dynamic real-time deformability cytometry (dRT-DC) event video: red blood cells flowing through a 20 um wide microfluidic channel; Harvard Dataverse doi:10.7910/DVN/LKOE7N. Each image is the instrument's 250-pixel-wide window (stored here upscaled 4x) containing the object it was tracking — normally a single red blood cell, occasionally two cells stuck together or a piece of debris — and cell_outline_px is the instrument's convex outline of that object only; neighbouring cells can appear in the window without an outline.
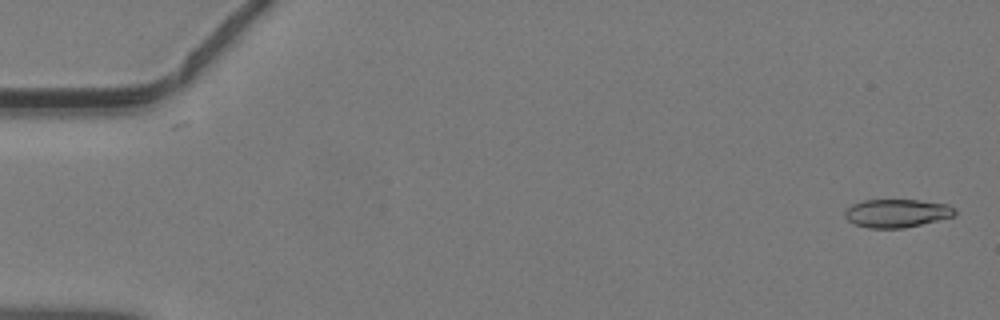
{"species": "common noctule bat (a hibernating species)", "species_latin": "Nyctalus noctula", "temperature_condition": "warm", "stored_images_in_passage": 23, "camera_frame_rate_fps": 3000, "um_per_image_px": 0.085, "animal": {"sex": "male", "body_mass_g": 19.2, "forearm_length_mm": 51.8}, "frame": {"image": 1, "passage_image": 1, "time_ms": 0.0, "image_size_px": [1000, 320], "cell_outline_px": [[956, 216], [904, 228], [868, 228], [856, 224], [848, 220], [844, 216], [844, 212], [852, 204], [864, 200], [920, 200], [948, 204], [956, 208]], "centroid_in_image_um": [76.27, 18.12], "position_along_channel_um": 8.7, "area_um2": 18.21}}
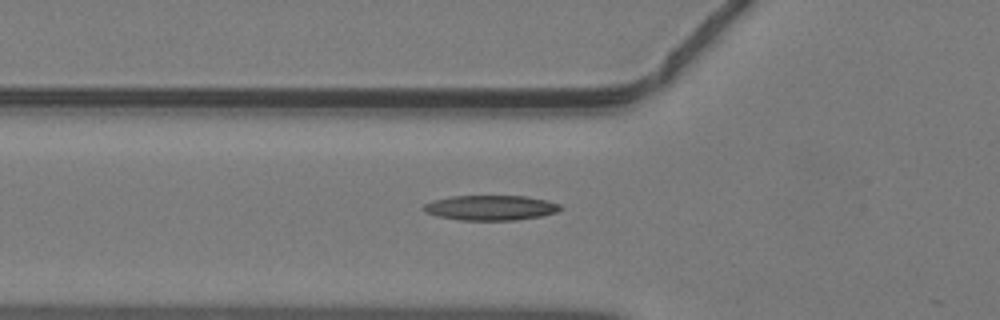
{"frame": {"image": 2, "passage_image": 16, "time_ms": 5.0, "image_size_px": [1000, 320], "cell_outline_px": [[564, 208], [556, 212], [540, 216], [516, 220], [460, 220], [436, 216], [424, 212], [424, 204], [432, 200], [452, 196], [528, 196], [548, 200], [560, 204]], "centroid_in_image_um": [41.72, 17.65], "position_along_channel_um": 84.1, "area_um2": 20.06}}
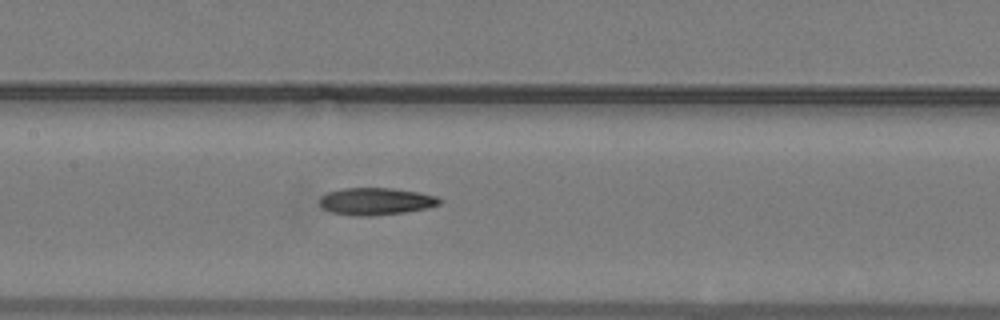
{"frame": {"image": 3, "passage_image": 22, "time_ms": 7.0, "image_size_px": [1000, 320], "cell_outline_px": [[440, 204], [428, 208], [404, 212], [372, 216], [356, 216], [332, 212], [324, 208], [320, 204], [320, 196], [324, 192], [344, 188], [392, 188], [420, 192], [436, 196], [440, 200]], "centroid_in_image_um": [31.93, 17.1], "position_along_channel_um": 175.5, "area_um2": 19.07}}